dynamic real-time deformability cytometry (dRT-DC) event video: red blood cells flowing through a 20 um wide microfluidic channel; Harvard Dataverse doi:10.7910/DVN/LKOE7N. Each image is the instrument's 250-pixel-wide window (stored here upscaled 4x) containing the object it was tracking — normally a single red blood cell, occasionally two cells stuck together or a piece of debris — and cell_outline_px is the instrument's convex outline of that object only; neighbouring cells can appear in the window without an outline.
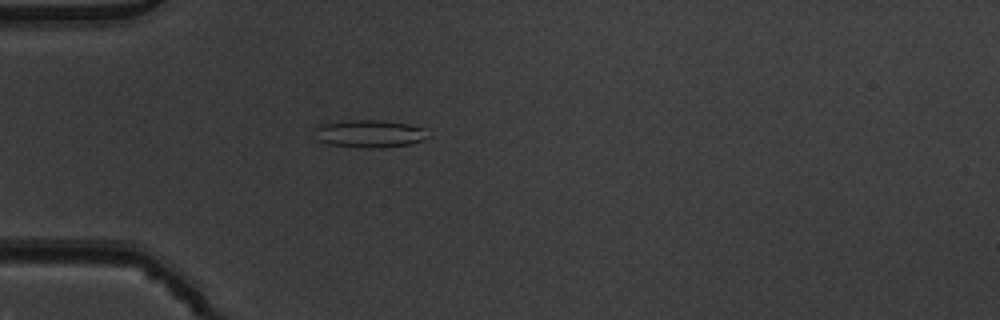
{"species": "common noctule bat (a hibernating species)", "species_latin": "Nyctalus noctula", "temperature_condition": "warm", "stored_images_in_passage": 5, "camera_frame_rate_fps": 3000, "um_per_image_px": 0.085, "animal": {"sex": "male", "body_mass_g": 19.5, "forearm_length_mm": 54.6}, "frame": {"image": 1, "passage_image": 5, "time_ms": 1.333, "image_size_px": [1000, 320], "cell_outline_px": [[432, 136], [408, 144], [376, 148], [360, 148], [328, 144], [312, 136], [316, 128], [324, 124], [344, 120], [384, 120], [408, 124], [424, 128]], "centroid_in_image_um": [31.41, 11.36], "position_along_channel_um": 53.6, "area_um2": 18.32}}